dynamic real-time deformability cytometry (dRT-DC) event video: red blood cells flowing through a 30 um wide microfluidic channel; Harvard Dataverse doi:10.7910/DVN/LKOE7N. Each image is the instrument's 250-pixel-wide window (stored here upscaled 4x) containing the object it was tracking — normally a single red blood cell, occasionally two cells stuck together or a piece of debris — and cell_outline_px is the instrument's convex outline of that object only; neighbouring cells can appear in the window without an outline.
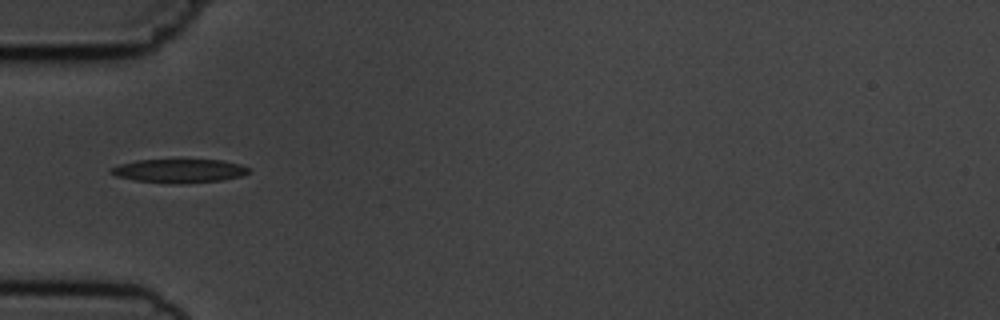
{"species": "common noctule bat (a hibernating species)", "species_latin": "Nyctalus noctula", "temperature_condition": "cold", "stored_images_in_passage": 4, "camera_frame_rate_fps": 3000, "um_per_image_px": 0.085, "animal": {"sex": "male", "body_mass_g": 19.5, "forearm_length_mm": 54.6}, "frame": {"image": 1, "passage_image": 3, "time_ms": 2.333, "image_size_px": [1000, 320], "cell_outline_px": [[248, 172], [244, 176], [220, 180], [180, 184], [168, 184], [136, 180], [116, 176], [108, 172], [108, 168], [120, 164], [136, 160], [220, 160], [240, 164], [248, 168]], "centroid_in_image_um": [15.18, 14.53], "position_along_channel_um": 69.8, "area_um2": 19.07}}
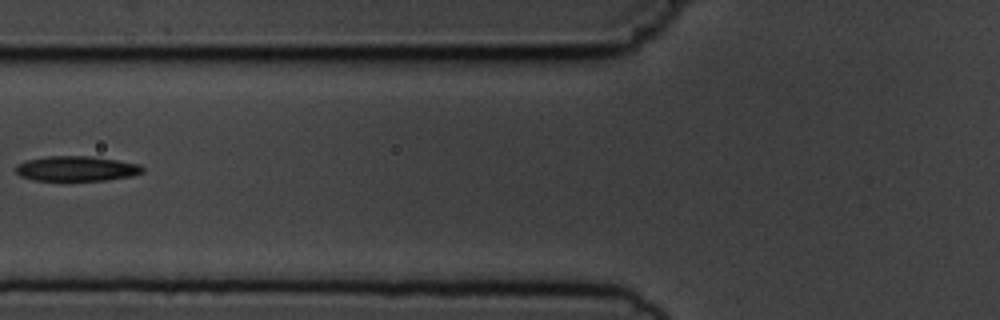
{"frame": {"image": 2, "passage_image": 4, "time_ms": 3.667, "image_size_px": [1000, 320], "cell_outline_px": [[144, 172], [132, 176], [108, 180], [32, 180], [20, 176], [16, 172], [16, 164], [28, 160], [44, 156], [92, 156], [140, 164], [144, 168]], "centroid_in_image_um": [6.51, 14.33], "position_along_channel_um": 119.3, "area_um2": 18.55}}